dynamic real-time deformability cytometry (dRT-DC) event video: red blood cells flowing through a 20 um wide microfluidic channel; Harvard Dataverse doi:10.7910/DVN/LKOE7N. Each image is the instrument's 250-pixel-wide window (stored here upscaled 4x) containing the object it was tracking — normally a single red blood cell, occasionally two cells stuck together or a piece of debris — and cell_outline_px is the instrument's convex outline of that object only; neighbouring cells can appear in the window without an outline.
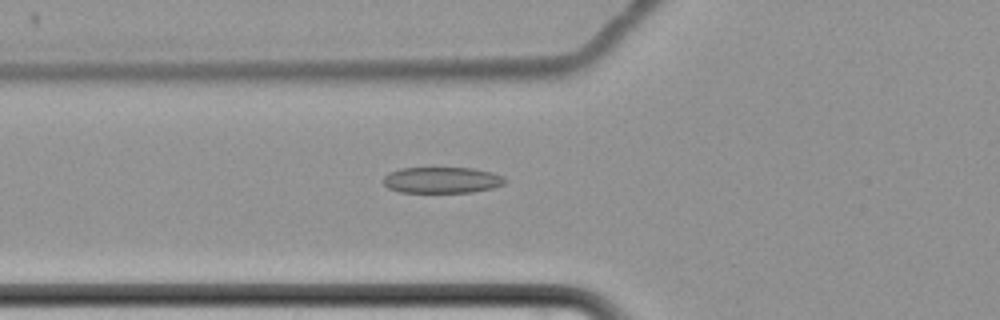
{"species": "common noctule bat (a hibernating species)", "species_latin": "Nyctalus noctula", "temperature_condition": "cold", "stored_images_in_passage": 61, "camera_frame_rate_fps": 3000, "um_per_image_px": 0.085, "animal": {"sex": "female", "body_mass_g": 22.7, "forearm_length_mm": 54.2}, "frame": {"image": 1, "passage_image": 23, "time_ms": 7.333, "image_size_px": [1000, 320], "cell_outline_px": [[508, 180], [504, 184], [492, 188], [472, 192], [400, 192], [388, 188], [384, 184], [384, 176], [388, 172], [400, 168], [472, 168], [492, 172], [504, 176]], "centroid_in_image_um": [37.58, 15.3], "position_along_channel_um": 88.2, "area_um2": 18.61}}
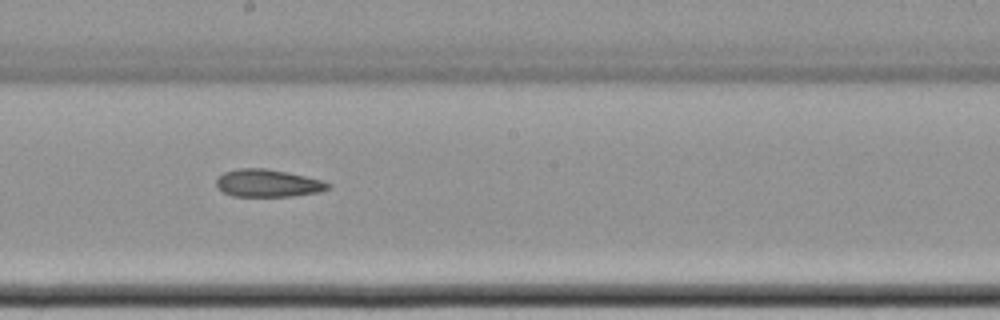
{"frame": {"image": 2, "passage_image": 35, "time_ms": 11.333, "image_size_px": [1000, 320], "cell_outline_px": [[332, 188], [320, 192], [292, 196], [232, 196], [216, 188], [216, 180], [224, 172], [240, 168], [264, 168], [288, 172], [324, 180], [332, 184]], "centroid_in_image_um": [22.82, 15.57], "position_along_channel_um": 225.4, "area_um2": 18.15}}
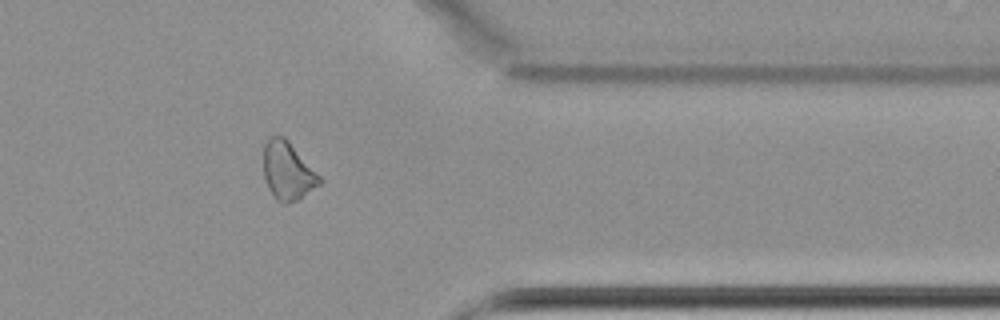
{"frame": {"image": 3, "passage_image": 50, "time_ms": 16.333, "image_size_px": [1000, 320], "cell_outline_px": [[320, 184], [300, 200], [284, 204], [276, 200], [268, 188], [264, 176], [264, 144], [268, 136], [284, 136], [288, 140], [320, 176]], "centroid_in_image_um": [24.44, 14.54], "position_along_channel_um": 387.0, "area_um2": 18.96}, "authors_computed_cell_mechanics": {"area_um2": 19.7098, "velocity_mm_per_s": 3.4294, "shape_relaxation_time_tau1_ms": null, "shape_relaxation_time_tau2_ms": 5.3789, "deformation_change_tau1": null, "deformation_change_tau2": 0.1224}}